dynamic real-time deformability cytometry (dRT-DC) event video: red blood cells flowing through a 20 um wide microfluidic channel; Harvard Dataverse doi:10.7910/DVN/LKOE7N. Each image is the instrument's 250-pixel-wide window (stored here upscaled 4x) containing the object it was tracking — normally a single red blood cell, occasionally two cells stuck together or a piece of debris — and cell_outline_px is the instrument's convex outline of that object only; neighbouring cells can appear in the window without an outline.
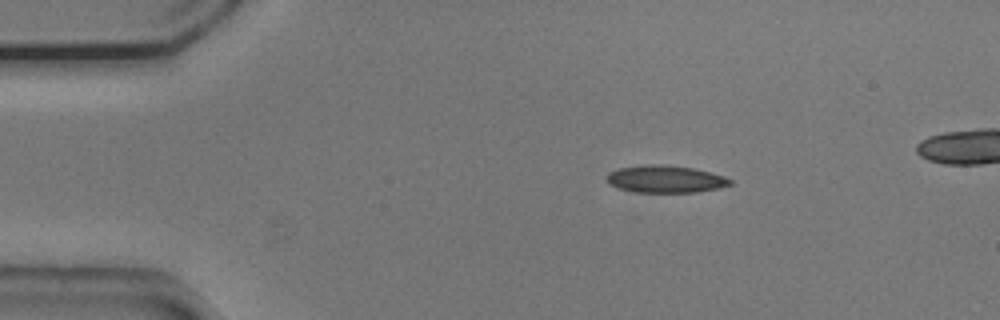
{"species": "common noctule bat (a hibernating species)", "species_latin": "Nyctalus noctula", "temperature_condition": "cold", "stored_images_in_passage": 43, "camera_frame_rate_fps": 3000, "um_per_image_px": 0.085, "animal": {"sex": "male", "body_mass_g": 20.5, "forearm_length_mm": 52.5}, "frame": {"image": 1, "passage_image": 1, "time_ms": 0.0, "image_size_px": [1000, 320], "cell_outline_px": [[732, 184], [716, 188], [696, 192], [636, 192], [616, 188], [608, 184], [604, 180], [604, 176], [608, 172], [620, 168], [644, 164], [660, 164], [692, 168], [724, 176], [732, 180]], "centroid_in_image_um": [56.46, 15.22], "position_along_channel_um": 28.5, "area_um2": 19.71}}
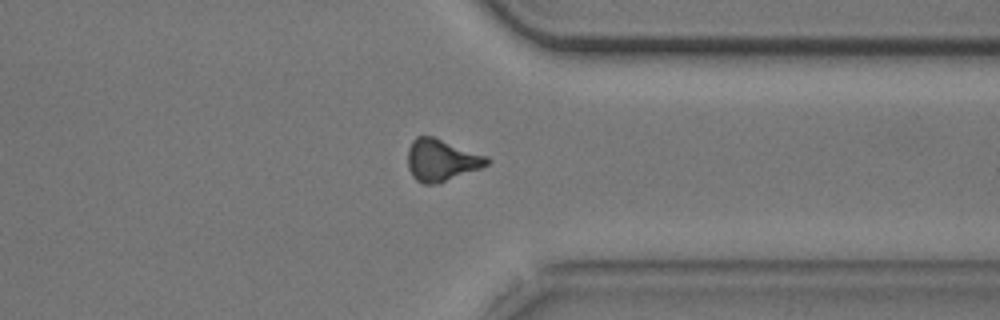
{"frame": {"image": 2, "passage_image": 33, "time_ms": 10.667, "image_size_px": [1000, 320], "cell_outline_px": [[492, 160], [488, 164], [480, 168], [436, 184], [420, 184], [412, 176], [408, 168], [408, 148], [412, 140], [416, 136], [432, 136], [488, 156]], "centroid_in_image_um": [37.5, 13.61], "position_along_channel_um": 373.9, "area_um2": 19.36}}
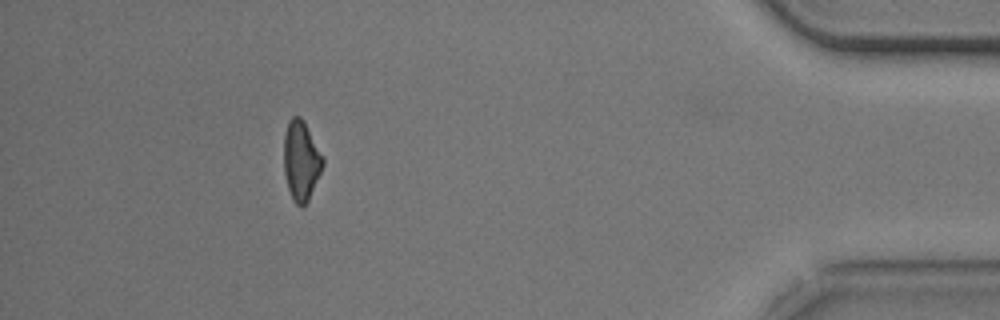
{"frame": {"image": 3, "passage_image": 40, "time_ms": 13.0, "image_size_px": [1000, 320], "cell_outline_px": [[324, 164], [308, 200], [300, 208], [292, 200], [288, 188], [284, 172], [284, 132], [288, 120], [292, 116], [300, 116], [304, 120], [324, 156]], "centroid_in_image_um": [25.59, 13.61], "position_along_channel_um": 409.6, "area_um2": 18.32}, "authors_computed_cell_mechanics": {"area_um2": 19.7098, "velocity_mm_per_s": 3.7714, "shape_relaxation_time_tau1_ms": 3.4503, "shape_relaxation_time_tau2_ms": 6.2229, "deformation_change_tau1": 0.1153, "deformation_change_tau2": 0.1627}}